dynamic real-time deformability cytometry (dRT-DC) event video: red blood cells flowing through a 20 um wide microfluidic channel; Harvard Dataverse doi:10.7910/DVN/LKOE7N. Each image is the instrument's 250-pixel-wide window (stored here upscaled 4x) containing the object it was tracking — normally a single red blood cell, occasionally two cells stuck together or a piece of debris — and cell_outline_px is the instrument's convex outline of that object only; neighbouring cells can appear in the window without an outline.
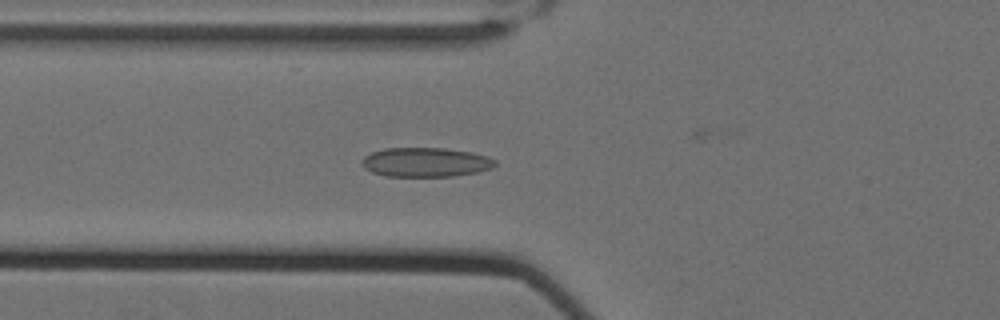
{"species": "Egyptian fruit bat (a non-hibernating species)", "species_latin": "Rousettus aegyptiacus", "temperature_condition": "cold", "stored_images_in_passage": 60, "camera_frame_rate_fps": 3000, "um_per_image_px": 0.085, "animal": {"sex": "female"}, "frame": {"image": 1, "passage_image": 24, "time_ms": 7.667, "image_size_px": [1000, 320], "cell_outline_px": [[496, 164], [492, 168], [476, 172], [452, 176], [388, 176], [372, 172], [364, 168], [364, 156], [372, 152], [384, 148], [444, 148], [472, 152], [488, 156], [496, 160]], "centroid_in_image_um": [36.21, 13.78], "position_along_channel_um": 89.6, "area_um2": 22.6}}
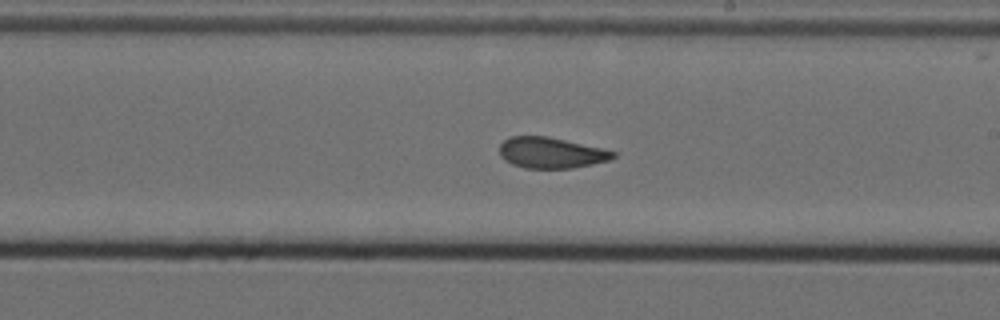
{"frame": {"image": 2, "passage_image": 37, "time_ms": 12.0, "image_size_px": [1000, 320], "cell_outline_px": [[616, 156], [608, 160], [592, 164], [572, 168], [524, 168], [512, 164], [504, 160], [500, 156], [500, 144], [504, 140], [512, 136], [548, 136], [600, 148], [616, 152]], "centroid_in_image_um": [46.8, 12.99], "position_along_channel_um": 242.2, "area_um2": 20.29}}
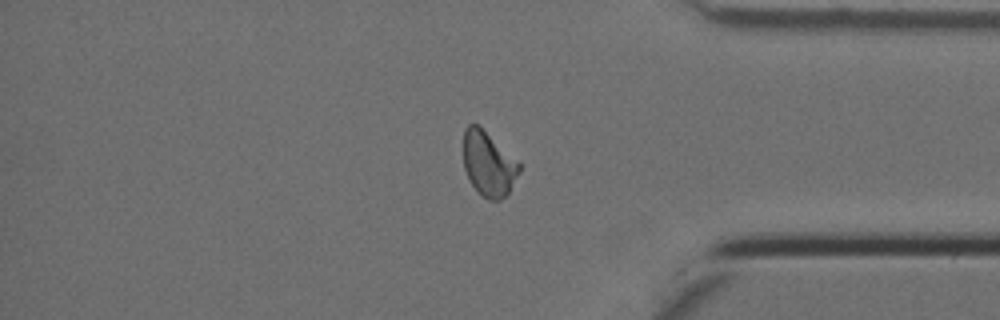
{"frame": {"image": 3, "passage_image": 51, "time_ms": 16.667, "image_size_px": [1000, 320], "cell_outline_px": [[520, 172], [508, 192], [500, 200], [488, 200], [480, 196], [472, 184], [464, 168], [464, 132], [468, 124], [476, 124], [520, 164]], "centroid_in_image_um": [41.5, 13.98], "position_along_channel_um": 393.7, "area_um2": 20.4}, "authors_computed_cell_mechanics": {"area_um2": 21.4727, "velocity_mm_per_s": 3.4961, "shape_relaxation_time_tau1_ms": null, "shape_relaxation_time_tau2_ms": 1.8231, "deformation_change_tau1": null, "deformation_change_tau2": 0.0859}}